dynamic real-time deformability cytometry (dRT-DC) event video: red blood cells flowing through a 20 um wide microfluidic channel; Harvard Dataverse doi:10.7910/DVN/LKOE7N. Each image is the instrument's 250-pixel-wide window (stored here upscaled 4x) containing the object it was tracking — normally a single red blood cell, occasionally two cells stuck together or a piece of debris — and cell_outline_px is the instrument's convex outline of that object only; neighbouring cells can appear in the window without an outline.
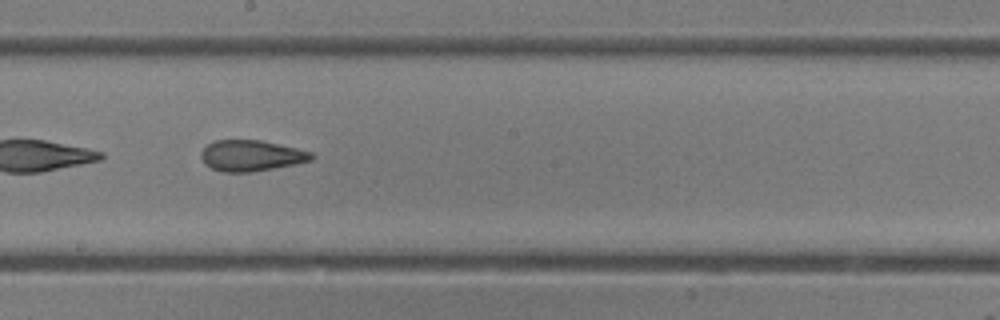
{"species": "common noctule bat (a hibernating species)", "species_latin": "Nyctalus noctula", "temperature_condition": "room temperature", "stored_images_in_passage": 38, "camera_frame_rate_fps": 3000, "um_per_image_px": 0.085, "animal": {"sex": "female"}, "frame": {"image": 1, "passage_image": 22, "time_ms": 7.0, "image_size_px": [1000, 320], "cell_outline_px": [[316, 156], [312, 160], [296, 164], [252, 172], [220, 172], [204, 164], [200, 156], [200, 152], [212, 140], [260, 140], [296, 148], [312, 152]], "centroid_in_image_um": [21.34, 13.23], "position_along_channel_um": 226.9, "area_um2": 20.06}}
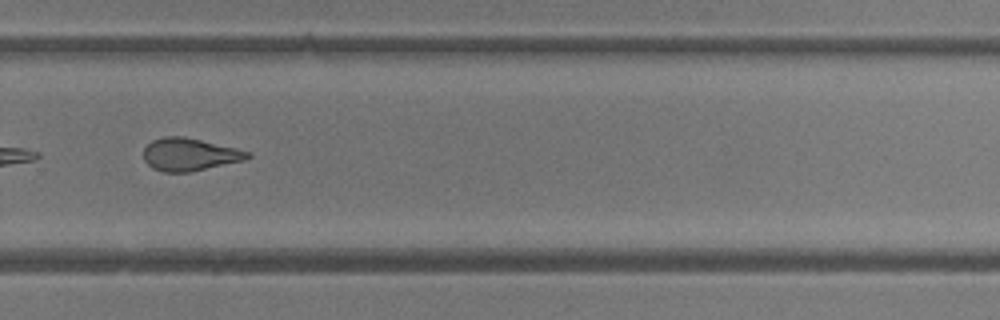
{"frame": {"image": 2, "passage_image": 27, "time_ms": 8.667, "image_size_px": [1000, 320], "cell_outline_px": [[252, 156], [244, 160], [188, 172], [164, 172], [152, 168], [144, 160], [144, 148], [152, 140], [164, 136], [184, 136], [236, 148], [248, 152]], "centroid_in_image_um": [16.08, 13.12], "position_along_channel_um": 313.7, "area_um2": 19.59}}